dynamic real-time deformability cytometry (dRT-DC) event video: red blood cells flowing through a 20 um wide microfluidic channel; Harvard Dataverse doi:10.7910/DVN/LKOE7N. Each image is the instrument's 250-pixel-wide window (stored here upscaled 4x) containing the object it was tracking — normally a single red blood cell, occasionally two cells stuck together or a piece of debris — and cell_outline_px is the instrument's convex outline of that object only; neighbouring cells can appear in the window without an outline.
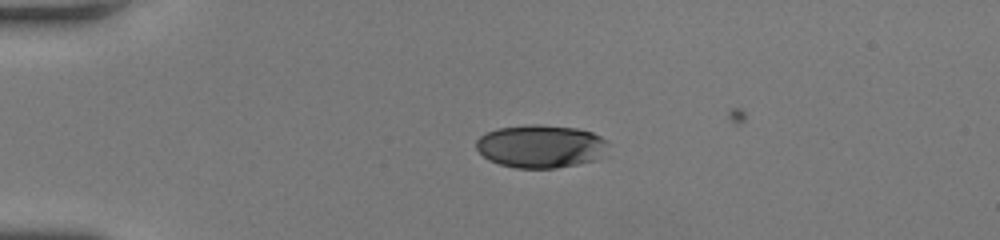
{"species": "human", "species_latin": "Homo sapiens", "temperature_condition": "room temperature", "stored_images_in_passage": 38, "camera_frame_rate_fps": 3000, "um_per_image_px": 0.085, "donor": {"sex": "female"}, "frame": {"image": 1, "passage_image": 1, "time_ms": 0.0, "image_size_px": [1000, 240], "cell_outline_px": [[608, 144], [596, 160], [556, 168], [516, 168], [500, 164], [488, 160], [476, 148], [476, 140], [484, 132], [496, 128], [528, 124], [540, 124], [576, 128], [592, 132], [608, 140]], "centroid_in_image_um": [45.92, 12.42], "position_along_channel_um": 39.1, "area_um2": 33.18}}
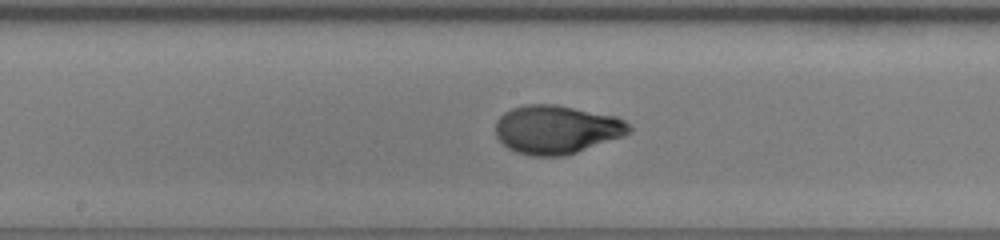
{"frame": {"image": 2, "passage_image": 16, "time_ms": 5.0, "image_size_px": [1000, 240], "cell_outline_px": [[632, 132], [624, 136], [564, 156], [532, 156], [516, 152], [508, 148], [496, 136], [496, 120], [504, 112], [512, 108], [528, 104], [556, 104], [616, 116], [624, 120], [632, 128]], "centroid_in_image_um": [47.31, 11.0], "position_along_channel_um": 200.9, "area_um2": 37.86}}
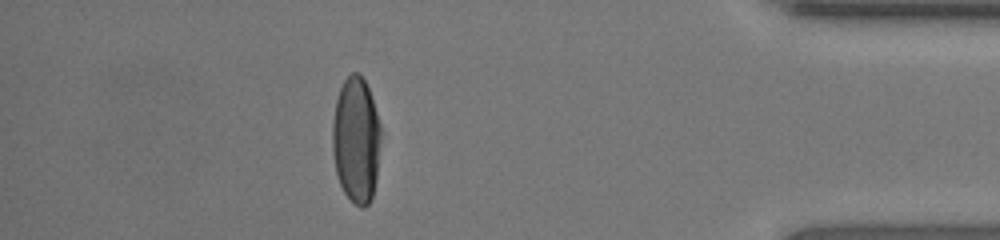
{"frame": {"image": 3, "passage_image": 33, "time_ms": 10.667, "image_size_px": [1000, 240], "cell_outline_px": [[380, 140], [376, 180], [372, 196], [368, 204], [364, 208], [360, 208], [344, 192], [340, 184], [336, 172], [332, 152], [332, 124], [336, 100], [340, 88], [344, 80], [352, 72], [356, 72], [364, 80], [368, 88], [380, 124]], "centroid_in_image_um": [30.25, 11.91], "position_along_channel_um": 404.9, "area_um2": 35.32}, "authors_computed_cell_mechanics": {"area_um2": 36.6452, "velocity_mm_per_s": 4.2739, "shape_relaxation_time_tau1_ms": 3.9716, "shape_relaxation_time_tau2_ms": null, "deformation_change_tau1": 0.2023, "deformation_change_tau2": null}}